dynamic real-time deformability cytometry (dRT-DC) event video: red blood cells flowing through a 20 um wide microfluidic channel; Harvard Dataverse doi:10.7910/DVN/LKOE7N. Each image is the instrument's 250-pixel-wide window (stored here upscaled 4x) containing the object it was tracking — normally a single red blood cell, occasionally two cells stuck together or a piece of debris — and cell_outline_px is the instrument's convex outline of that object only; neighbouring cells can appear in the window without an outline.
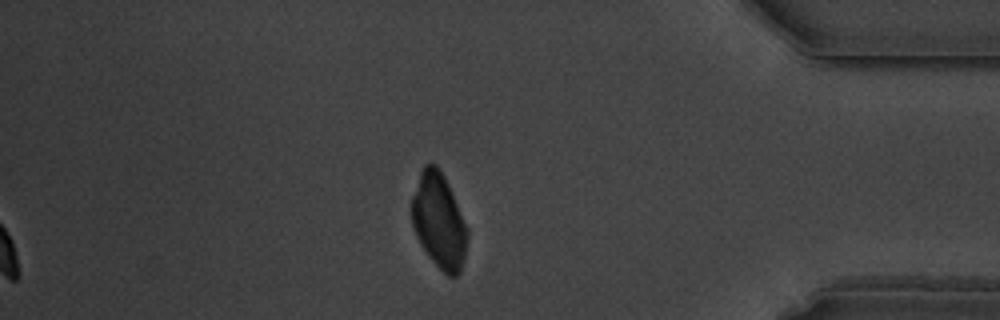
{"species": "common noctule bat (a hibernating species)", "species_latin": "Nyctalus noctula", "temperature_condition": "warm", "stored_images_in_passage": 42, "camera_frame_rate_fps": 3000, "um_per_image_px": 0.085, "animal": {"sex": "male", "body_mass_g": 19.5, "forearm_length_mm": 54.6}, "frame": {"image": 1, "passage_image": 34, "time_ms": 11.0, "image_size_px": [1000, 320], "cell_outline_px": [[468, 236], [464, 256], [460, 272], [456, 276], [448, 276], [428, 256], [420, 244], [416, 236], [412, 224], [412, 196], [420, 172], [424, 164], [436, 164], [440, 168], [448, 184], [468, 228]], "centroid_in_image_um": [37.31, 18.76], "position_along_channel_um": 397.9, "area_um2": 30.63}}
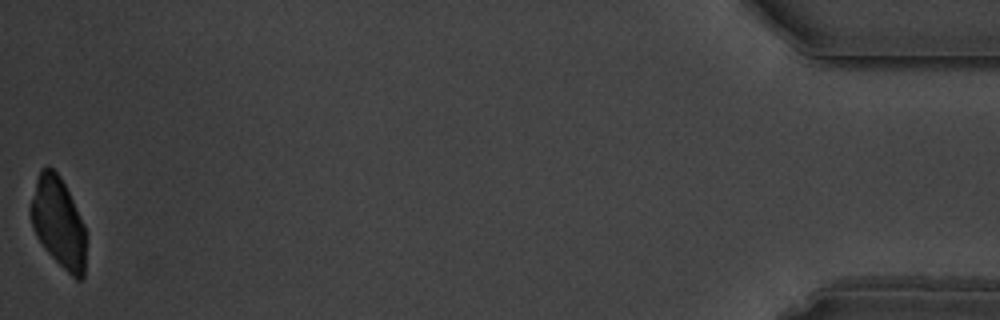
{"frame": {"image": 2, "passage_image": 42, "time_ms": 13.667, "image_size_px": [1000, 320], "cell_outline_px": [[84, 280], [76, 280], [44, 248], [36, 236], [32, 228], [28, 212], [28, 208], [36, 180], [40, 168], [48, 164], [60, 176], [84, 224]], "centroid_in_image_um": [4.9, 18.87], "position_along_channel_um": 430.3, "area_um2": 29.02}}